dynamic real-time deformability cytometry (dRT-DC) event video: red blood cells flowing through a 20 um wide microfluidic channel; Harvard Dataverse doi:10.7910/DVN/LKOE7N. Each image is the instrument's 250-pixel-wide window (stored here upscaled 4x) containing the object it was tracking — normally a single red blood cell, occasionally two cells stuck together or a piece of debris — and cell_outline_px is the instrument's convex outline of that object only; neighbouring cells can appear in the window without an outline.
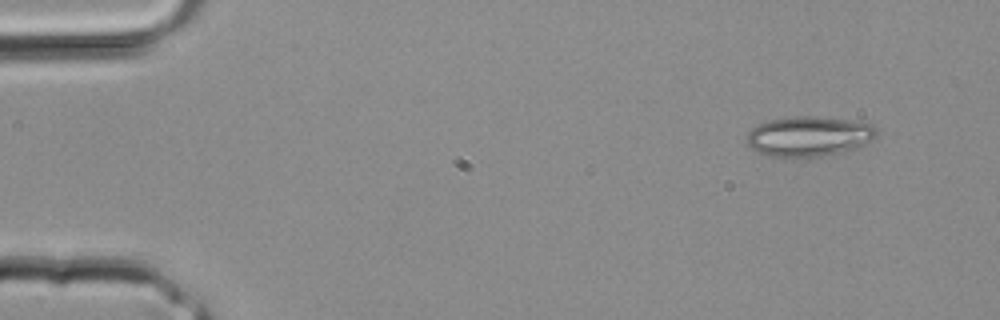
{"species": "common noctule bat (a hibernating species)", "species_latin": "Nyctalus noctula", "temperature_condition": "room temperature", "stored_images_in_passage": 2, "camera_frame_rate_fps": 3000, "um_per_image_px": 0.085, "animal": {"sex": "male", "body_mass_g": 20.4}, "frame": {"image": 1, "passage_image": 1, "time_ms": 0.0, "image_size_px": [1000, 320], "cell_outline_px": [[876, 136], [872, 140], [856, 148], [824, 156], [784, 160], [760, 152], [752, 148], [748, 144], [748, 132], [752, 128], [768, 120], [792, 116], [816, 116], [872, 124], [876, 128]], "centroid_in_image_um": [68.73, 11.62], "position_along_channel_um": 16.3, "area_um2": 30.52}}